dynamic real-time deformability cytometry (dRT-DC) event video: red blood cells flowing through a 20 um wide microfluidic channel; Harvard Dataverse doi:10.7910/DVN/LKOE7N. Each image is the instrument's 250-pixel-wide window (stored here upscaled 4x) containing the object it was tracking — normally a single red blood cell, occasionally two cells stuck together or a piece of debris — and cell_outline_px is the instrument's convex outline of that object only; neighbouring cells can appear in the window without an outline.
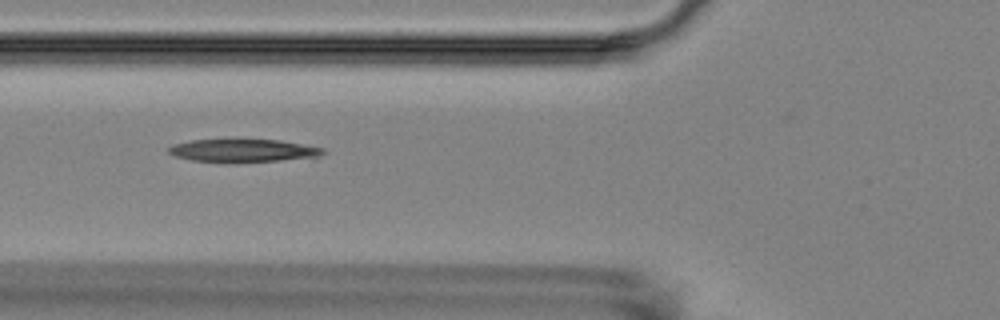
{"species": "Egyptian fruit bat (a non-hibernating species)", "species_latin": "Rousettus aegyptiacus", "temperature_condition": "room temperature", "stored_images_in_passage": 8, "camera_frame_rate_fps": 3000, "um_per_image_px": 0.085, "animal": {"sex": "female"}, "frame": {"image": 1, "passage_image": 6, "time_ms": 5.667, "image_size_px": [1000, 320], "cell_outline_px": [[324, 152], [320, 156], [312, 160], [192, 160], [176, 156], [168, 152], [168, 148], [172, 144], [192, 140], [280, 140], [324, 148]], "centroid_in_image_um": [20.79, 12.78], "position_along_channel_um": 105.0, "area_um2": 19.94}}
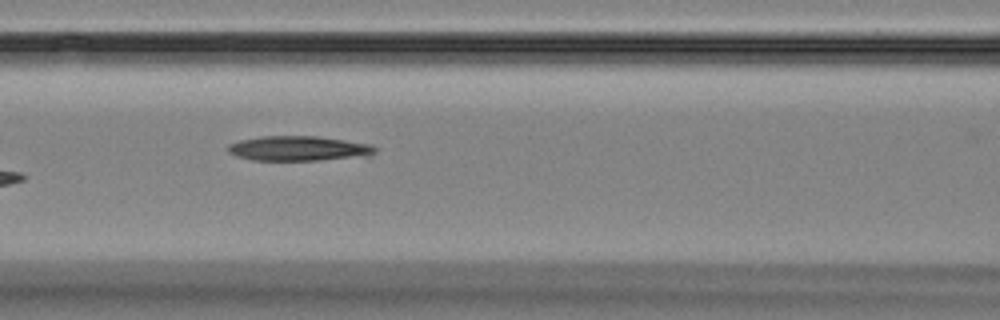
{"frame": {"image": 2, "passage_image": 7, "time_ms": 6.667, "image_size_px": [1000, 320], "cell_outline_px": [[380, 148], [376, 152], [368, 156], [320, 160], [252, 160], [236, 156], [228, 152], [228, 144], [240, 140], [260, 136], [316, 136], [372, 144]], "centroid_in_image_um": [25.42, 12.61], "position_along_channel_um": 141.2, "area_um2": 21.44}}
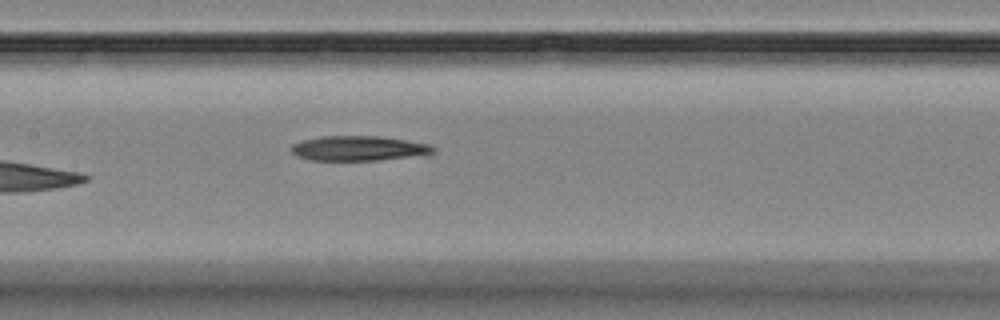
{"frame": {"image": 3, "passage_image": 8, "time_ms": 7.667, "image_size_px": [1000, 320], "cell_outline_px": [[436, 152], [432, 156], [376, 160], [312, 160], [296, 156], [292, 152], [292, 144], [300, 140], [320, 136], [380, 136], [432, 144], [436, 148]], "centroid_in_image_um": [30.61, 12.61], "position_along_channel_um": 176.8, "area_um2": 21.15}}